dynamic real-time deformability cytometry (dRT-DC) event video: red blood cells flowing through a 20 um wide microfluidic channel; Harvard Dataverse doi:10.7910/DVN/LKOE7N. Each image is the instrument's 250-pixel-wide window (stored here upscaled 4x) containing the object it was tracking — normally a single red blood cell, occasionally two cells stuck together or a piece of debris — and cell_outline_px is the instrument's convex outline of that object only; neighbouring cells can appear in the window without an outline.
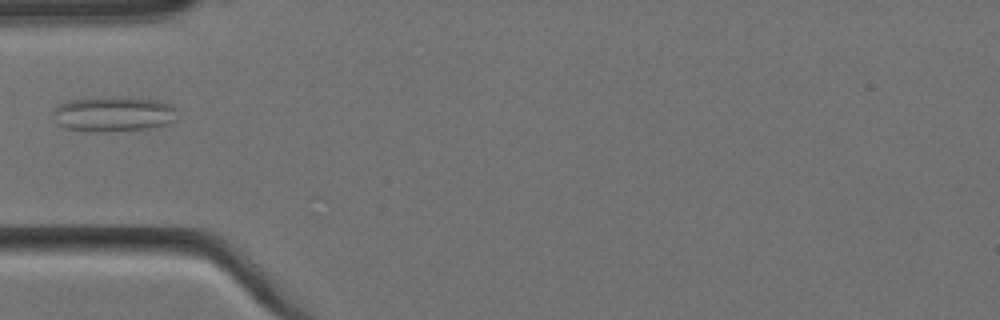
{"species": "Egyptian fruit bat (a non-hibernating species)", "species_latin": "Rousettus aegyptiacus", "temperature_condition": "cold", "stored_images_in_passage": 1, "camera_frame_rate_fps": 3000, "um_per_image_px": 0.085, "animal": {"sex": "female"}, "frame": {"image": 1, "passage_image": 1, "time_ms": 0.0, "image_size_px": [1000, 320], "cell_outline_px": [[176, 120], [168, 124], [148, 128], [104, 132], [88, 132], [64, 128], [56, 124], [52, 112], [52, 108], [56, 104], [68, 100], [160, 100], [172, 104], [176, 108]], "centroid_in_image_um": [9.6, 9.76], "position_along_channel_um": 75.4, "area_um2": 24.8}}